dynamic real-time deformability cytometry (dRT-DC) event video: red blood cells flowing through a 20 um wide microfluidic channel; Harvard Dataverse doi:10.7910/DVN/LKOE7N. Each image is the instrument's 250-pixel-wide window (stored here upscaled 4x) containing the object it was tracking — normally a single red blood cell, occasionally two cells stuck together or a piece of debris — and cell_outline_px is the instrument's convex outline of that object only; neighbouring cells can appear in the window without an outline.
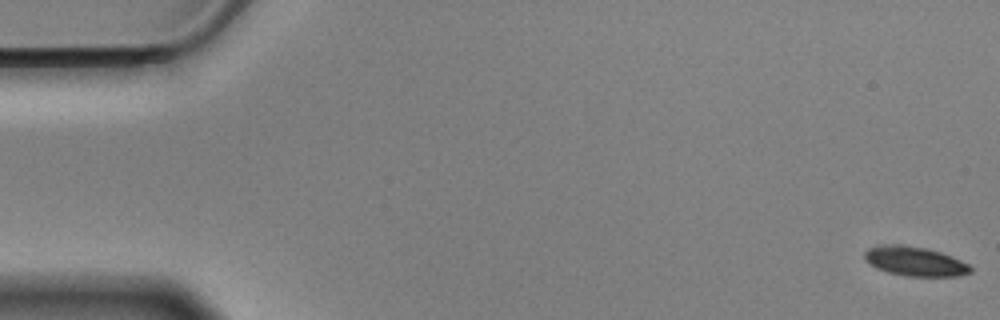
{"species": "Egyptian fruit bat (a non-hibernating species)", "species_latin": "Rousettus aegyptiacus", "temperature_condition": "cold", "stored_images_in_passage": 58, "camera_frame_rate_fps": 3000, "um_per_image_px": 0.085, "animal": {"sex": "male"}, "frame": {"image": 1, "passage_image": 1, "time_ms": 0.0, "image_size_px": [1000, 320], "cell_outline_px": [[972, 272], [956, 276], [904, 276], [888, 272], [876, 268], [864, 260], [864, 252], [868, 248], [892, 244], [900, 244], [928, 248], [952, 256], [968, 264], [972, 268]], "centroid_in_image_um": [77.76, 22.21], "position_along_channel_um": 7.2, "area_um2": 18.15}}
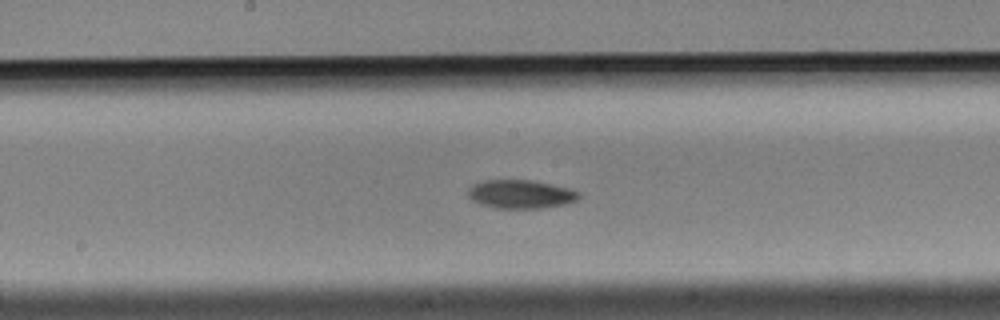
{"frame": {"image": 2, "passage_image": 30, "time_ms": 9.667, "image_size_px": [1000, 320], "cell_outline_px": [[580, 200], [568, 204], [540, 208], [496, 208], [480, 204], [472, 200], [468, 196], [468, 188], [472, 184], [480, 180], [532, 180], [552, 184], [568, 188], [580, 192]], "centroid_in_image_um": [44.27, 16.5], "position_along_channel_um": 203.9, "area_um2": 18.73}}
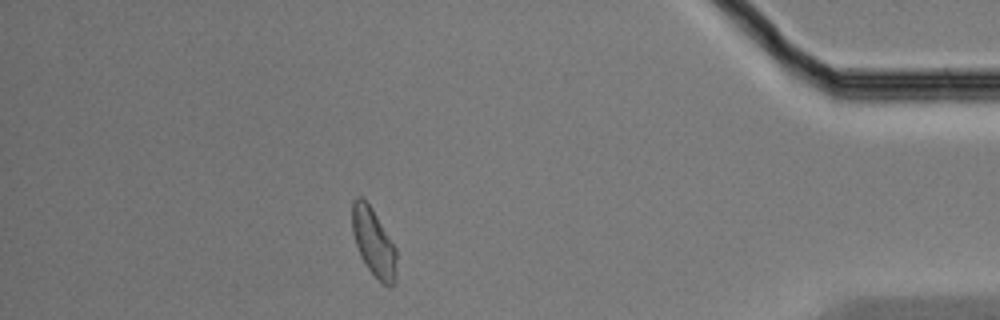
{"frame": {"image": 3, "passage_image": 51, "time_ms": 16.667, "image_size_px": [1000, 320], "cell_outline_px": [[396, 280], [388, 288], [368, 268], [360, 256], [352, 232], [352, 200], [356, 196], [360, 196], [372, 208], [396, 248]], "centroid_in_image_um": [31.75, 20.59], "position_along_channel_um": 403.5, "area_um2": 17.4}, "authors_computed_cell_mechanics": {"area_um2": 18.1203, "velocity_mm_per_s": 3.4821, "shape_relaxation_time_tau1_ms": 7.927, "shape_relaxation_time_tau2_ms": null, "deformation_change_tau1": 0.1388, "deformation_change_tau2": null}}